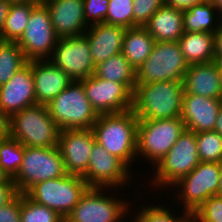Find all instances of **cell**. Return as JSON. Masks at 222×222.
I'll use <instances>...</instances> for the list:
<instances>
[{
    "instance_id": "obj_46",
    "label": "cell",
    "mask_w": 222,
    "mask_h": 222,
    "mask_svg": "<svg viewBox=\"0 0 222 222\" xmlns=\"http://www.w3.org/2000/svg\"><path fill=\"white\" fill-rule=\"evenodd\" d=\"M181 222H200L193 213H189Z\"/></svg>"
},
{
    "instance_id": "obj_47",
    "label": "cell",
    "mask_w": 222,
    "mask_h": 222,
    "mask_svg": "<svg viewBox=\"0 0 222 222\" xmlns=\"http://www.w3.org/2000/svg\"><path fill=\"white\" fill-rule=\"evenodd\" d=\"M9 180H10V178L0 168V185L6 184Z\"/></svg>"
},
{
    "instance_id": "obj_45",
    "label": "cell",
    "mask_w": 222,
    "mask_h": 222,
    "mask_svg": "<svg viewBox=\"0 0 222 222\" xmlns=\"http://www.w3.org/2000/svg\"><path fill=\"white\" fill-rule=\"evenodd\" d=\"M213 5L216 7V10L222 16V0H210Z\"/></svg>"
},
{
    "instance_id": "obj_50",
    "label": "cell",
    "mask_w": 222,
    "mask_h": 222,
    "mask_svg": "<svg viewBox=\"0 0 222 222\" xmlns=\"http://www.w3.org/2000/svg\"><path fill=\"white\" fill-rule=\"evenodd\" d=\"M218 71L220 74V85H221V91H222V62H218Z\"/></svg>"
},
{
    "instance_id": "obj_27",
    "label": "cell",
    "mask_w": 222,
    "mask_h": 222,
    "mask_svg": "<svg viewBox=\"0 0 222 222\" xmlns=\"http://www.w3.org/2000/svg\"><path fill=\"white\" fill-rule=\"evenodd\" d=\"M94 75L108 81L124 84L132 93L136 81V70L122 53L111 56L106 61L95 66Z\"/></svg>"
},
{
    "instance_id": "obj_1",
    "label": "cell",
    "mask_w": 222,
    "mask_h": 222,
    "mask_svg": "<svg viewBox=\"0 0 222 222\" xmlns=\"http://www.w3.org/2000/svg\"><path fill=\"white\" fill-rule=\"evenodd\" d=\"M138 118L133 110L98 115L92 131L96 141L131 170L137 163ZM136 160V161H135ZM134 163V164H133Z\"/></svg>"
},
{
    "instance_id": "obj_22",
    "label": "cell",
    "mask_w": 222,
    "mask_h": 222,
    "mask_svg": "<svg viewBox=\"0 0 222 222\" xmlns=\"http://www.w3.org/2000/svg\"><path fill=\"white\" fill-rule=\"evenodd\" d=\"M184 94L222 99L220 74L216 61L188 65L183 77Z\"/></svg>"
},
{
    "instance_id": "obj_25",
    "label": "cell",
    "mask_w": 222,
    "mask_h": 222,
    "mask_svg": "<svg viewBox=\"0 0 222 222\" xmlns=\"http://www.w3.org/2000/svg\"><path fill=\"white\" fill-rule=\"evenodd\" d=\"M154 44L155 39L145 27L127 28L121 53L132 67L137 70L148 59Z\"/></svg>"
},
{
    "instance_id": "obj_40",
    "label": "cell",
    "mask_w": 222,
    "mask_h": 222,
    "mask_svg": "<svg viewBox=\"0 0 222 222\" xmlns=\"http://www.w3.org/2000/svg\"><path fill=\"white\" fill-rule=\"evenodd\" d=\"M206 0H165V5L177 10L186 11L194 5L203 3Z\"/></svg>"
},
{
    "instance_id": "obj_17",
    "label": "cell",
    "mask_w": 222,
    "mask_h": 222,
    "mask_svg": "<svg viewBox=\"0 0 222 222\" xmlns=\"http://www.w3.org/2000/svg\"><path fill=\"white\" fill-rule=\"evenodd\" d=\"M36 104L35 84L30 61L17 71L7 83L0 85V110L10 118L24 108Z\"/></svg>"
},
{
    "instance_id": "obj_13",
    "label": "cell",
    "mask_w": 222,
    "mask_h": 222,
    "mask_svg": "<svg viewBox=\"0 0 222 222\" xmlns=\"http://www.w3.org/2000/svg\"><path fill=\"white\" fill-rule=\"evenodd\" d=\"M132 171L121 159L108 152L97 141L94 142L86 173L82 176L89 188H109L124 191L131 179ZM124 186V187H123Z\"/></svg>"
},
{
    "instance_id": "obj_11",
    "label": "cell",
    "mask_w": 222,
    "mask_h": 222,
    "mask_svg": "<svg viewBox=\"0 0 222 222\" xmlns=\"http://www.w3.org/2000/svg\"><path fill=\"white\" fill-rule=\"evenodd\" d=\"M187 68L178 41H155L148 59L136 70V81H183Z\"/></svg>"
},
{
    "instance_id": "obj_23",
    "label": "cell",
    "mask_w": 222,
    "mask_h": 222,
    "mask_svg": "<svg viewBox=\"0 0 222 222\" xmlns=\"http://www.w3.org/2000/svg\"><path fill=\"white\" fill-rule=\"evenodd\" d=\"M155 41H178L183 35V11L161 6L144 26Z\"/></svg>"
},
{
    "instance_id": "obj_36",
    "label": "cell",
    "mask_w": 222,
    "mask_h": 222,
    "mask_svg": "<svg viewBox=\"0 0 222 222\" xmlns=\"http://www.w3.org/2000/svg\"><path fill=\"white\" fill-rule=\"evenodd\" d=\"M165 0H133V27H144Z\"/></svg>"
},
{
    "instance_id": "obj_37",
    "label": "cell",
    "mask_w": 222,
    "mask_h": 222,
    "mask_svg": "<svg viewBox=\"0 0 222 222\" xmlns=\"http://www.w3.org/2000/svg\"><path fill=\"white\" fill-rule=\"evenodd\" d=\"M109 0H83L84 19L90 26L105 23Z\"/></svg>"
},
{
    "instance_id": "obj_34",
    "label": "cell",
    "mask_w": 222,
    "mask_h": 222,
    "mask_svg": "<svg viewBox=\"0 0 222 222\" xmlns=\"http://www.w3.org/2000/svg\"><path fill=\"white\" fill-rule=\"evenodd\" d=\"M105 23L133 27V0H109Z\"/></svg>"
},
{
    "instance_id": "obj_48",
    "label": "cell",
    "mask_w": 222,
    "mask_h": 222,
    "mask_svg": "<svg viewBox=\"0 0 222 222\" xmlns=\"http://www.w3.org/2000/svg\"><path fill=\"white\" fill-rule=\"evenodd\" d=\"M218 195L222 196V163H221V172H220Z\"/></svg>"
},
{
    "instance_id": "obj_20",
    "label": "cell",
    "mask_w": 222,
    "mask_h": 222,
    "mask_svg": "<svg viewBox=\"0 0 222 222\" xmlns=\"http://www.w3.org/2000/svg\"><path fill=\"white\" fill-rule=\"evenodd\" d=\"M126 30L125 27L107 23L89 26L84 35L88 39L95 66L122 52Z\"/></svg>"
},
{
    "instance_id": "obj_29",
    "label": "cell",
    "mask_w": 222,
    "mask_h": 222,
    "mask_svg": "<svg viewBox=\"0 0 222 222\" xmlns=\"http://www.w3.org/2000/svg\"><path fill=\"white\" fill-rule=\"evenodd\" d=\"M132 204L136 203H131L130 210L134 209L133 211L135 212L131 217H129V222H181L189 213L182 209L180 210V215L178 211H171L169 206L165 207L168 204H154L153 203H144L143 206L136 207L133 206ZM133 206V207H132ZM136 207V211L135 208ZM138 208V209H137ZM140 209V210H139ZM182 210V212H181ZM175 212H178L177 214Z\"/></svg>"
},
{
    "instance_id": "obj_31",
    "label": "cell",
    "mask_w": 222,
    "mask_h": 222,
    "mask_svg": "<svg viewBox=\"0 0 222 222\" xmlns=\"http://www.w3.org/2000/svg\"><path fill=\"white\" fill-rule=\"evenodd\" d=\"M24 156V145L17 139L7 137L0 140V168L13 179L22 164Z\"/></svg>"
},
{
    "instance_id": "obj_4",
    "label": "cell",
    "mask_w": 222,
    "mask_h": 222,
    "mask_svg": "<svg viewBox=\"0 0 222 222\" xmlns=\"http://www.w3.org/2000/svg\"><path fill=\"white\" fill-rule=\"evenodd\" d=\"M199 163L195 133L185 129L167 154L152 168V176L147 180V185L151 182L149 187H153L156 192H162L163 189L168 191Z\"/></svg>"
},
{
    "instance_id": "obj_16",
    "label": "cell",
    "mask_w": 222,
    "mask_h": 222,
    "mask_svg": "<svg viewBox=\"0 0 222 222\" xmlns=\"http://www.w3.org/2000/svg\"><path fill=\"white\" fill-rule=\"evenodd\" d=\"M96 141L92 129L60 130L58 147L67 174L83 176Z\"/></svg>"
},
{
    "instance_id": "obj_19",
    "label": "cell",
    "mask_w": 222,
    "mask_h": 222,
    "mask_svg": "<svg viewBox=\"0 0 222 222\" xmlns=\"http://www.w3.org/2000/svg\"><path fill=\"white\" fill-rule=\"evenodd\" d=\"M222 99L184 94L180 118L185 129L194 133L214 131Z\"/></svg>"
},
{
    "instance_id": "obj_38",
    "label": "cell",
    "mask_w": 222,
    "mask_h": 222,
    "mask_svg": "<svg viewBox=\"0 0 222 222\" xmlns=\"http://www.w3.org/2000/svg\"><path fill=\"white\" fill-rule=\"evenodd\" d=\"M21 193L11 202L0 207V222H21Z\"/></svg>"
},
{
    "instance_id": "obj_18",
    "label": "cell",
    "mask_w": 222,
    "mask_h": 222,
    "mask_svg": "<svg viewBox=\"0 0 222 222\" xmlns=\"http://www.w3.org/2000/svg\"><path fill=\"white\" fill-rule=\"evenodd\" d=\"M43 3L59 38L83 35L89 28L84 19L83 0H46Z\"/></svg>"
},
{
    "instance_id": "obj_12",
    "label": "cell",
    "mask_w": 222,
    "mask_h": 222,
    "mask_svg": "<svg viewBox=\"0 0 222 222\" xmlns=\"http://www.w3.org/2000/svg\"><path fill=\"white\" fill-rule=\"evenodd\" d=\"M59 37L53 30L48 8L42 2L33 9L27 27L16 42L28 62L49 60Z\"/></svg>"
},
{
    "instance_id": "obj_21",
    "label": "cell",
    "mask_w": 222,
    "mask_h": 222,
    "mask_svg": "<svg viewBox=\"0 0 222 222\" xmlns=\"http://www.w3.org/2000/svg\"><path fill=\"white\" fill-rule=\"evenodd\" d=\"M37 104L48 105L72 80L50 60L31 61Z\"/></svg>"
},
{
    "instance_id": "obj_49",
    "label": "cell",
    "mask_w": 222,
    "mask_h": 222,
    "mask_svg": "<svg viewBox=\"0 0 222 222\" xmlns=\"http://www.w3.org/2000/svg\"><path fill=\"white\" fill-rule=\"evenodd\" d=\"M10 3H26V2H39L38 0H7Z\"/></svg>"
},
{
    "instance_id": "obj_7",
    "label": "cell",
    "mask_w": 222,
    "mask_h": 222,
    "mask_svg": "<svg viewBox=\"0 0 222 222\" xmlns=\"http://www.w3.org/2000/svg\"><path fill=\"white\" fill-rule=\"evenodd\" d=\"M47 108L60 130L92 129L98 117L86 97L81 81H72Z\"/></svg>"
},
{
    "instance_id": "obj_42",
    "label": "cell",
    "mask_w": 222,
    "mask_h": 222,
    "mask_svg": "<svg viewBox=\"0 0 222 222\" xmlns=\"http://www.w3.org/2000/svg\"><path fill=\"white\" fill-rule=\"evenodd\" d=\"M9 117L0 110V140L10 136Z\"/></svg>"
},
{
    "instance_id": "obj_39",
    "label": "cell",
    "mask_w": 222,
    "mask_h": 222,
    "mask_svg": "<svg viewBox=\"0 0 222 222\" xmlns=\"http://www.w3.org/2000/svg\"><path fill=\"white\" fill-rule=\"evenodd\" d=\"M19 191L16 188L15 183L10 179L6 184L0 185V207L11 202L17 195Z\"/></svg>"
},
{
    "instance_id": "obj_5",
    "label": "cell",
    "mask_w": 222,
    "mask_h": 222,
    "mask_svg": "<svg viewBox=\"0 0 222 222\" xmlns=\"http://www.w3.org/2000/svg\"><path fill=\"white\" fill-rule=\"evenodd\" d=\"M10 137L29 147H58L60 129L47 105L36 104L9 118Z\"/></svg>"
},
{
    "instance_id": "obj_10",
    "label": "cell",
    "mask_w": 222,
    "mask_h": 222,
    "mask_svg": "<svg viewBox=\"0 0 222 222\" xmlns=\"http://www.w3.org/2000/svg\"><path fill=\"white\" fill-rule=\"evenodd\" d=\"M66 174L59 147L24 146L21 167L12 180L19 193L25 194L36 183Z\"/></svg>"
},
{
    "instance_id": "obj_8",
    "label": "cell",
    "mask_w": 222,
    "mask_h": 222,
    "mask_svg": "<svg viewBox=\"0 0 222 222\" xmlns=\"http://www.w3.org/2000/svg\"><path fill=\"white\" fill-rule=\"evenodd\" d=\"M220 172L221 163L200 162L171 186L170 190H175L172 201L175 199V204H182V210L193 213L210 196L218 195Z\"/></svg>"
},
{
    "instance_id": "obj_15",
    "label": "cell",
    "mask_w": 222,
    "mask_h": 222,
    "mask_svg": "<svg viewBox=\"0 0 222 222\" xmlns=\"http://www.w3.org/2000/svg\"><path fill=\"white\" fill-rule=\"evenodd\" d=\"M81 82L86 97L97 115L132 109L133 93L124 84L98 78L94 74Z\"/></svg>"
},
{
    "instance_id": "obj_24",
    "label": "cell",
    "mask_w": 222,
    "mask_h": 222,
    "mask_svg": "<svg viewBox=\"0 0 222 222\" xmlns=\"http://www.w3.org/2000/svg\"><path fill=\"white\" fill-rule=\"evenodd\" d=\"M178 42L188 65L214 61V33L184 32Z\"/></svg>"
},
{
    "instance_id": "obj_33",
    "label": "cell",
    "mask_w": 222,
    "mask_h": 222,
    "mask_svg": "<svg viewBox=\"0 0 222 222\" xmlns=\"http://www.w3.org/2000/svg\"><path fill=\"white\" fill-rule=\"evenodd\" d=\"M21 222H65L57 212L21 194Z\"/></svg>"
},
{
    "instance_id": "obj_9",
    "label": "cell",
    "mask_w": 222,
    "mask_h": 222,
    "mask_svg": "<svg viewBox=\"0 0 222 222\" xmlns=\"http://www.w3.org/2000/svg\"><path fill=\"white\" fill-rule=\"evenodd\" d=\"M88 188L81 176L66 174L36 183L25 194L31 200L54 210L65 219Z\"/></svg>"
},
{
    "instance_id": "obj_35",
    "label": "cell",
    "mask_w": 222,
    "mask_h": 222,
    "mask_svg": "<svg viewBox=\"0 0 222 222\" xmlns=\"http://www.w3.org/2000/svg\"><path fill=\"white\" fill-rule=\"evenodd\" d=\"M193 215L200 222H222V196H210L193 212Z\"/></svg>"
},
{
    "instance_id": "obj_41",
    "label": "cell",
    "mask_w": 222,
    "mask_h": 222,
    "mask_svg": "<svg viewBox=\"0 0 222 222\" xmlns=\"http://www.w3.org/2000/svg\"><path fill=\"white\" fill-rule=\"evenodd\" d=\"M215 46H214V61L222 62V24L219 30L214 34Z\"/></svg>"
},
{
    "instance_id": "obj_3",
    "label": "cell",
    "mask_w": 222,
    "mask_h": 222,
    "mask_svg": "<svg viewBox=\"0 0 222 222\" xmlns=\"http://www.w3.org/2000/svg\"><path fill=\"white\" fill-rule=\"evenodd\" d=\"M116 190L88 188L65 222H124L126 218L125 222H128V217L133 214L131 200L125 199V195L121 198Z\"/></svg>"
},
{
    "instance_id": "obj_28",
    "label": "cell",
    "mask_w": 222,
    "mask_h": 222,
    "mask_svg": "<svg viewBox=\"0 0 222 222\" xmlns=\"http://www.w3.org/2000/svg\"><path fill=\"white\" fill-rule=\"evenodd\" d=\"M40 2L11 3L1 41L17 42L23 35L32 9Z\"/></svg>"
},
{
    "instance_id": "obj_14",
    "label": "cell",
    "mask_w": 222,
    "mask_h": 222,
    "mask_svg": "<svg viewBox=\"0 0 222 222\" xmlns=\"http://www.w3.org/2000/svg\"><path fill=\"white\" fill-rule=\"evenodd\" d=\"M49 60L72 81H81L95 72L89 42L84 34L59 38Z\"/></svg>"
},
{
    "instance_id": "obj_43",
    "label": "cell",
    "mask_w": 222,
    "mask_h": 222,
    "mask_svg": "<svg viewBox=\"0 0 222 222\" xmlns=\"http://www.w3.org/2000/svg\"><path fill=\"white\" fill-rule=\"evenodd\" d=\"M10 5H11V3L9 1L0 0V37H1L2 29L5 24V20L8 15Z\"/></svg>"
},
{
    "instance_id": "obj_2",
    "label": "cell",
    "mask_w": 222,
    "mask_h": 222,
    "mask_svg": "<svg viewBox=\"0 0 222 222\" xmlns=\"http://www.w3.org/2000/svg\"><path fill=\"white\" fill-rule=\"evenodd\" d=\"M182 81L137 83L132 110L138 120H160L179 117L184 96Z\"/></svg>"
},
{
    "instance_id": "obj_44",
    "label": "cell",
    "mask_w": 222,
    "mask_h": 222,
    "mask_svg": "<svg viewBox=\"0 0 222 222\" xmlns=\"http://www.w3.org/2000/svg\"><path fill=\"white\" fill-rule=\"evenodd\" d=\"M214 131L222 135V105L220 106L218 114H217L216 125L214 128Z\"/></svg>"
},
{
    "instance_id": "obj_30",
    "label": "cell",
    "mask_w": 222,
    "mask_h": 222,
    "mask_svg": "<svg viewBox=\"0 0 222 222\" xmlns=\"http://www.w3.org/2000/svg\"><path fill=\"white\" fill-rule=\"evenodd\" d=\"M27 63L16 42L0 40V85L7 83Z\"/></svg>"
},
{
    "instance_id": "obj_32",
    "label": "cell",
    "mask_w": 222,
    "mask_h": 222,
    "mask_svg": "<svg viewBox=\"0 0 222 222\" xmlns=\"http://www.w3.org/2000/svg\"><path fill=\"white\" fill-rule=\"evenodd\" d=\"M200 162L222 163V135L216 131L195 133Z\"/></svg>"
},
{
    "instance_id": "obj_26",
    "label": "cell",
    "mask_w": 222,
    "mask_h": 222,
    "mask_svg": "<svg viewBox=\"0 0 222 222\" xmlns=\"http://www.w3.org/2000/svg\"><path fill=\"white\" fill-rule=\"evenodd\" d=\"M185 32H209L216 33L221 24L222 16L210 0L192 6L183 11Z\"/></svg>"
},
{
    "instance_id": "obj_6",
    "label": "cell",
    "mask_w": 222,
    "mask_h": 222,
    "mask_svg": "<svg viewBox=\"0 0 222 222\" xmlns=\"http://www.w3.org/2000/svg\"><path fill=\"white\" fill-rule=\"evenodd\" d=\"M184 130V122L180 116L160 120H139L137 160L143 158L144 163L151 164L150 167L153 165V168L172 148Z\"/></svg>"
}]
</instances>
